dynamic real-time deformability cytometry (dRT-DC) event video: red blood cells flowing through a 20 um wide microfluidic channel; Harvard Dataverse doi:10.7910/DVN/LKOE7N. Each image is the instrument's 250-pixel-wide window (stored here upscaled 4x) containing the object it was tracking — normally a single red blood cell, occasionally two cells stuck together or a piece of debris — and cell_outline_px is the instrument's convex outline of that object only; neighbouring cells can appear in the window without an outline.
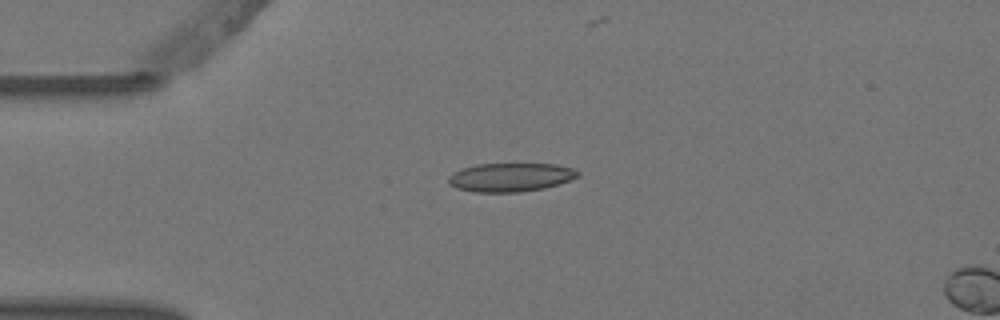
{"species": "Egyptian fruit bat (a non-hibernating species)", "species_latin": "Rousettus aegyptiacus", "temperature_condition": "warm", "stored_images_in_passage": 5, "camera_frame_rate_fps": 3000, "um_per_image_px": 0.085, "animal": {"sex": "female"}, "frame": {"image": 1, "passage_image": 4, "time_ms": 1.0, "image_size_px": [1000, 320], "cell_outline_px": [[580, 176], [544, 188], [520, 192], [476, 192], [456, 188], [448, 184], [448, 176], [452, 172], [460, 168], [476, 164], [556, 164], [572, 168], [580, 172]], "centroid_in_image_um": [43.34, 15.06], "position_along_channel_um": 41.7, "area_um2": 21.68}}